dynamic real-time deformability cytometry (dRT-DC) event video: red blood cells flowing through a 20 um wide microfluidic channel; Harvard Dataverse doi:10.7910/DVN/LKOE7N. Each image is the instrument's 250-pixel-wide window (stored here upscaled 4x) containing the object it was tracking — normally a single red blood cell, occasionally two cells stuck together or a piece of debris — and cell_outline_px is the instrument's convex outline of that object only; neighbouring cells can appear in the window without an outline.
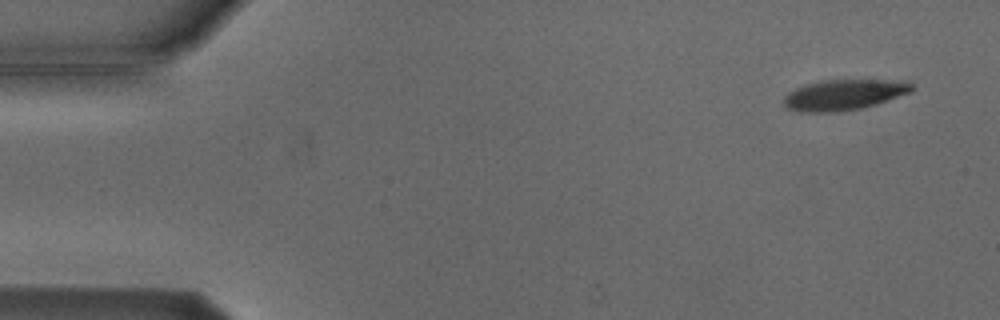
{"species": "Egyptian fruit bat (a non-hibernating species)", "species_latin": "Rousettus aegyptiacus", "temperature_condition": "cold", "stored_images_in_passage": 3, "camera_frame_rate_fps": 3000, "um_per_image_px": 0.085, "animal": {"sex": "male"}, "frame": {"image": 1, "passage_image": 3, "time_ms": 2.333, "image_size_px": [1000, 320], "cell_outline_px": [[916, 88], [912, 92], [876, 104], [860, 108], [836, 112], [800, 112], [788, 108], [784, 104], [784, 96], [788, 92], [804, 84], [820, 80], [908, 80]], "centroid_in_image_um": [71.77, 8.04], "position_along_channel_um": 13.2, "area_um2": 23.06}}